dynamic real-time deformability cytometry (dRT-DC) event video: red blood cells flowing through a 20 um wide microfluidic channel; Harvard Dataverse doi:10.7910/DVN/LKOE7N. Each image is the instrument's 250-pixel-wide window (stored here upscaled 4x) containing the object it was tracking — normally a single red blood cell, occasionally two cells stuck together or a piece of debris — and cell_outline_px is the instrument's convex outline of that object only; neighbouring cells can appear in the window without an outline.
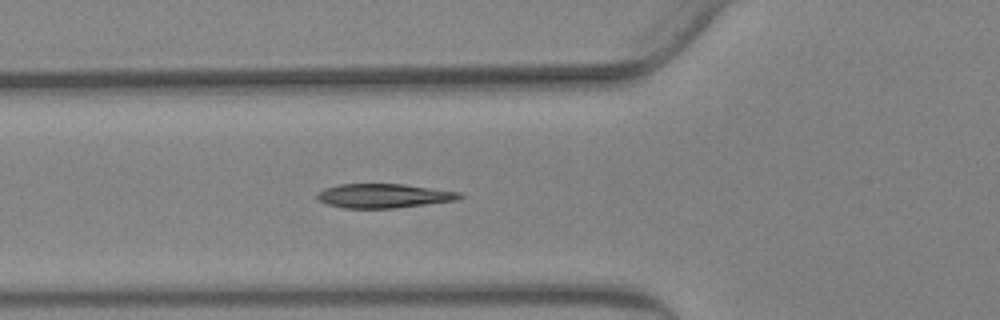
{"species": "Egyptian fruit bat (a non-hibernating species)", "species_latin": "Rousettus aegyptiacus", "temperature_condition": "warm", "stored_images_in_passage": 56, "camera_frame_rate_fps": 3000, "um_per_image_px": 0.085, "animal": {"sex": "female"}, "frame": {"image": 1, "passage_image": 21, "time_ms": 6.667, "image_size_px": [1000, 320], "cell_outline_px": [[464, 196], [460, 200], [396, 208], [344, 208], [328, 204], [320, 200], [316, 196], [320, 192], [328, 188], [340, 184], [404, 184], [460, 192]], "centroid_in_image_um": [32.71, 16.65], "position_along_channel_um": 93.1, "area_um2": 19.94}}
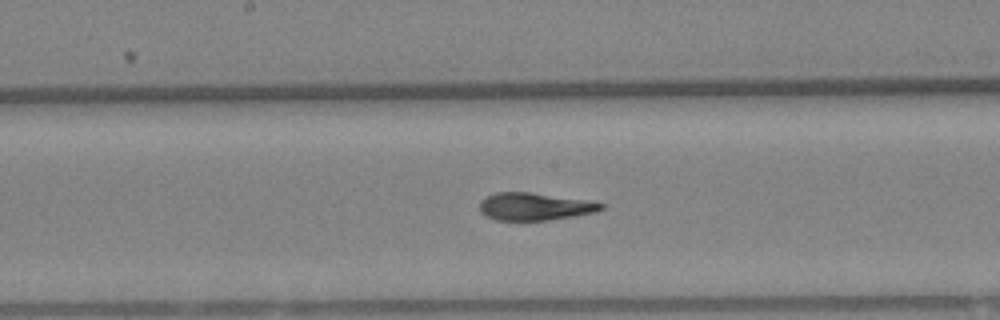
{"frame": {"image": 2, "passage_image": 30, "time_ms": 9.667, "image_size_px": [1000, 320], "cell_outline_px": [[604, 208], [596, 212], [548, 220], [496, 220], [480, 212], [480, 200], [496, 192], [528, 192], [584, 200], [604, 204]], "centroid_in_image_um": [45.41, 17.56], "position_along_channel_um": 202.8, "area_um2": 19.13}}
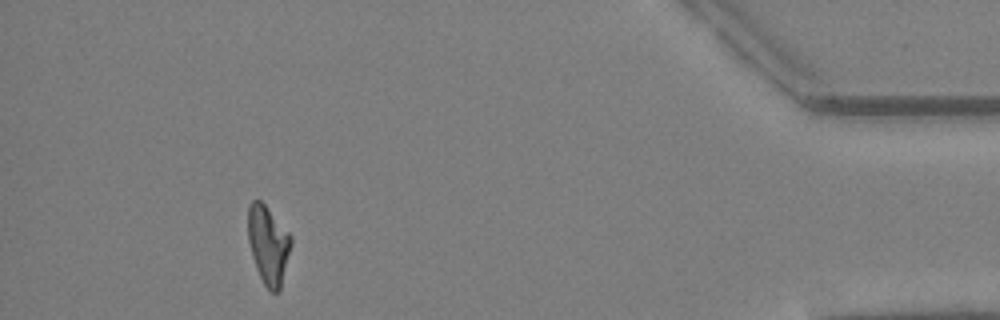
{"frame": {"image": 3, "passage_image": 52, "time_ms": 17.0, "image_size_px": [1000, 320], "cell_outline_px": [[292, 244], [280, 288], [276, 292], [272, 292], [264, 284], [256, 268], [252, 256], [248, 240], [248, 208], [252, 200], [260, 200], [264, 204], [292, 236]], "centroid_in_image_um": [22.8, 20.79], "position_along_channel_um": 412.4, "area_um2": 19.42}, "authors_computed_cell_mechanics": {"area_um2": 20.1433, "velocity_mm_per_s": 3.6536, "shape_relaxation_time_tau1_ms": 10.5063, "shape_relaxation_time_tau2_ms": 1.6986, "deformation_change_tau1": 0.294, "deformation_change_tau2": 0.0854}}